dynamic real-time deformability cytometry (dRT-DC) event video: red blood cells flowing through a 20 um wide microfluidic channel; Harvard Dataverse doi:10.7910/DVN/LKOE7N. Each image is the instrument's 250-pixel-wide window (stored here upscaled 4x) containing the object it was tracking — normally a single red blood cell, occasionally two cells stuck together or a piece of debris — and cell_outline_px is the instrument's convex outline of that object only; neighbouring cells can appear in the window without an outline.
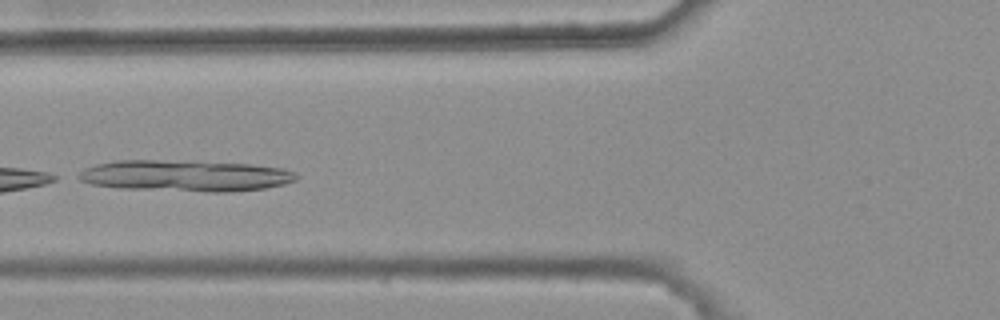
{"species": "common noctule bat (a hibernating species)", "species_latin": "Nyctalus noctula", "temperature_condition": "warm", "stored_images_in_passage": 7, "camera_frame_rate_fps": 3000, "um_per_image_px": 0.085, "animal": {"sex": "female", "body_mass_g": 25.1}, "frame": {"image": 1, "passage_image": 5, "time_ms": 1.333, "image_size_px": [1000, 320], "cell_outline_px": [[300, 176], [296, 180], [284, 184], [264, 188], [232, 192], [208, 192], [120, 188], [92, 184], [80, 180], [72, 176], [84, 168], [96, 164], [116, 160], [196, 160], [252, 164], [284, 168], [296, 172]], "centroid_in_image_um": [15.76, 14.92], "position_along_channel_um": 110.0, "area_um2": 40.63}}
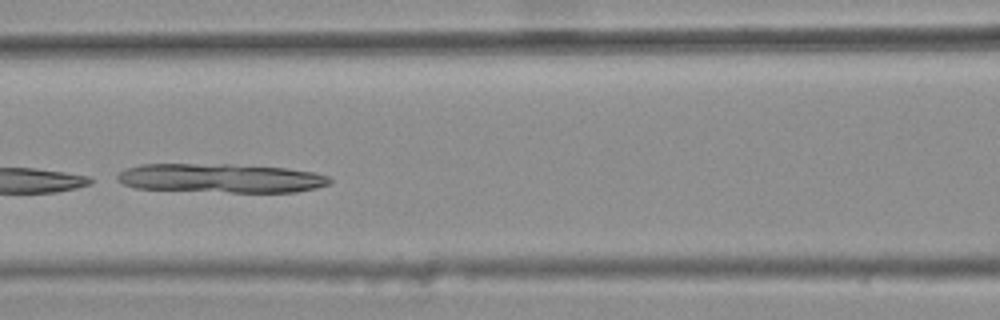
{"frame": {"image": 2, "passage_image": 6, "time_ms": 1.667, "image_size_px": [1000, 320], "cell_outline_px": [[332, 180], [328, 184], [316, 188], [296, 192], [228, 192], [136, 188], [124, 184], [116, 180], [116, 176], [120, 172], [128, 168], [140, 164], [232, 164], [284, 168], [316, 172], [328, 176]], "centroid_in_image_um": [18.79, 15.14], "position_along_channel_um": 147.8, "area_um2": 35.95}}
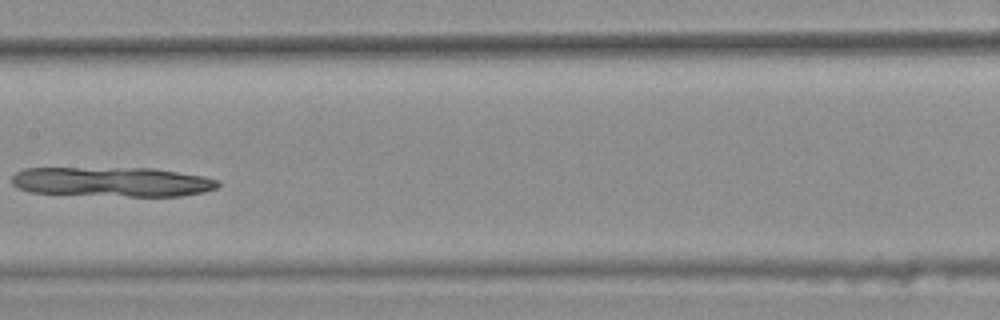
{"frame": {"image": 3, "passage_image": 7, "time_ms": 2.0, "image_size_px": [1000, 320], "cell_outline_px": [[220, 184], [216, 188], [204, 192], [180, 196], [128, 196], [28, 192], [16, 188], [12, 184], [12, 176], [16, 172], [24, 168], [152, 168], [204, 176], [220, 180]], "centroid_in_image_um": [9.53, 15.45], "position_along_channel_um": 197.9, "area_um2": 35.72}}